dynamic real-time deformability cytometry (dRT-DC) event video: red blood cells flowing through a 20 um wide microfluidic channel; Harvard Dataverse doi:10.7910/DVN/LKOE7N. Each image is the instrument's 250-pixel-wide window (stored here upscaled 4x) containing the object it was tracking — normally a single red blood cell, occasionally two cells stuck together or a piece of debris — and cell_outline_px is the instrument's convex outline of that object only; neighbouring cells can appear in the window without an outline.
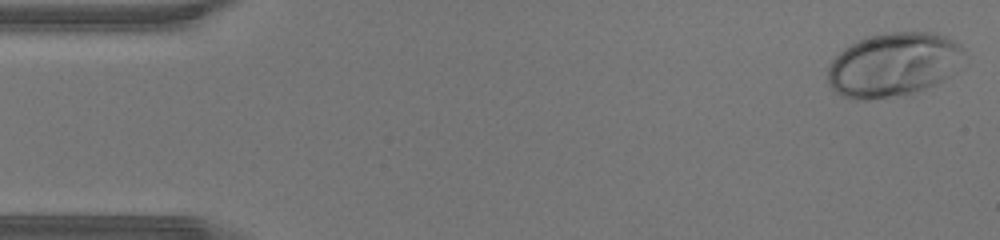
{"species": "human", "species_latin": "Homo sapiens", "temperature_condition": "warm", "stored_images_in_passage": 44, "camera_frame_rate_fps": 3000, "um_per_image_px": 0.085, "donor": {"sex": "male"}, "frame": {"image": 1, "passage_image": 1, "time_ms": 0.0, "image_size_px": [1000, 240], "cell_outline_px": [[964, 52], [948, 76], [912, 96], [868, 100], [852, 100], [840, 96], [832, 88], [828, 80], [828, 68], [832, 60], [844, 48], [860, 40], [872, 36], [888, 32], [932, 32], [944, 36], [960, 44], [964, 48]], "centroid_in_image_um": [75.9, 5.54], "position_along_channel_um": 9.1, "area_um2": 50.81}}
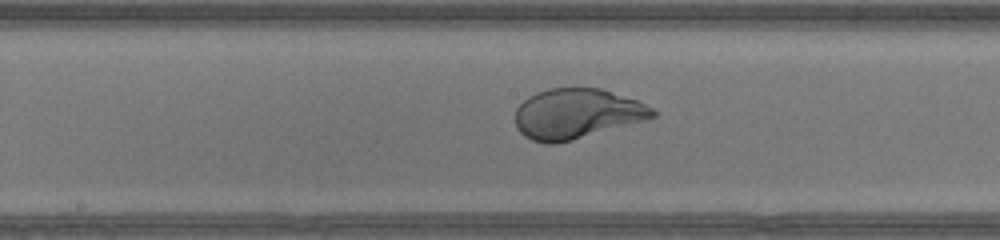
{"frame": {"image": 2, "passage_image": 22, "time_ms": 7.0, "image_size_px": [1000, 240], "cell_outline_px": [[656, 116], [648, 120], [572, 140], [556, 144], [544, 144], [532, 140], [524, 136], [516, 128], [516, 108], [528, 96], [536, 92], [548, 88], [600, 88], [636, 100], [652, 108], [656, 112]], "centroid_in_image_um": [49.01, 9.68], "position_along_channel_um": 199.2, "area_um2": 40.23}}
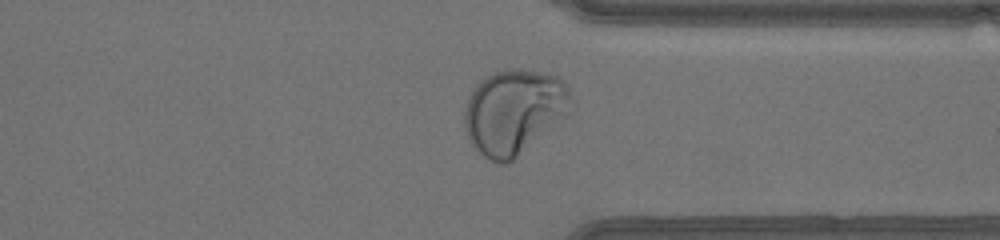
{"frame": {"image": 3, "passage_image": 33, "time_ms": 10.667, "image_size_px": [1000, 240], "cell_outline_px": [[568, 112], [564, 116], [512, 160], [504, 164], [500, 164], [484, 156], [472, 144], [464, 128], [464, 108], [468, 96], [476, 84], [484, 76], [492, 72], [504, 68], [520, 68], [556, 76], [564, 80], [568, 88]], "centroid_in_image_um": [43.61, 9.44], "position_along_channel_um": 367.8, "area_um2": 51.96}}